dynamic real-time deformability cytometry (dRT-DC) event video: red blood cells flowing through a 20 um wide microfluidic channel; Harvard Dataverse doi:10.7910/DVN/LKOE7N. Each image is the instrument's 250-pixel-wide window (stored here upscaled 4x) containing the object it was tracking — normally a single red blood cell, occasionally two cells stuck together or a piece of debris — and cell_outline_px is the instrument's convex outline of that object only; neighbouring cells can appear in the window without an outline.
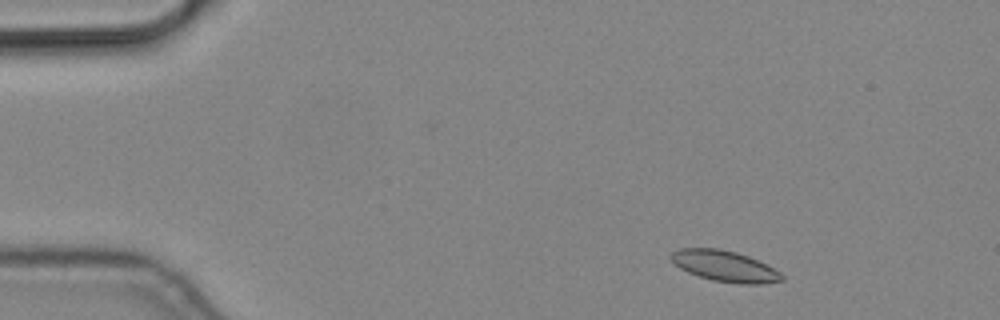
{"species": "common noctule bat (a hibernating species)", "species_latin": "Nyctalus noctula", "temperature_condition": "cold", "stored_images_in_passage": 4, "camera_frame_rate_fps": 3000, "um_per_image_px": 0.085, "animal": {"sex": "male", "body_mass_g": 19.2, "forearm_length_mm": 51.8}, "frame": {"image": 1, "passage_image": 1, "time_ms": 0.0, "image_size_px": [1000, 320], "cell_outline_px": [[784, 280], [764, 284], [740, 284], [712, 280], [688, 272], [680, 268], [672, 260], [672, 252], [680, 248], [720, 248], [736, 252], [748, 256], [780, 272], [784, 276]], "centroid_in_image_um": [61.62, 22.62], "position_along_channel_um": 23.4, "area_um2": 19.77}}
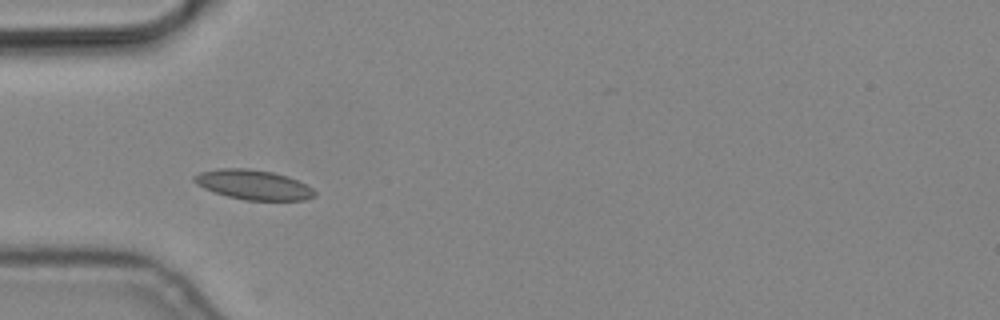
{"frame": {"image": 2, "passage_image": 4, "time_ms": 1.0, "image_size_px": [1000, 320], "cell_outline_px": [[316, 196], [304, 200], [244, 200], [228, 196], [204, 188], [196, 184], [192, 180], [192, 176], [200, 172], [220, 168], [248, 168], [272, 172], [288, 176], [312, 188], [316, 192]], "centroid_in_image_um": [21.52, 15.7], "position_along_channel_um": 63.5, "area_um2": 20.81}}